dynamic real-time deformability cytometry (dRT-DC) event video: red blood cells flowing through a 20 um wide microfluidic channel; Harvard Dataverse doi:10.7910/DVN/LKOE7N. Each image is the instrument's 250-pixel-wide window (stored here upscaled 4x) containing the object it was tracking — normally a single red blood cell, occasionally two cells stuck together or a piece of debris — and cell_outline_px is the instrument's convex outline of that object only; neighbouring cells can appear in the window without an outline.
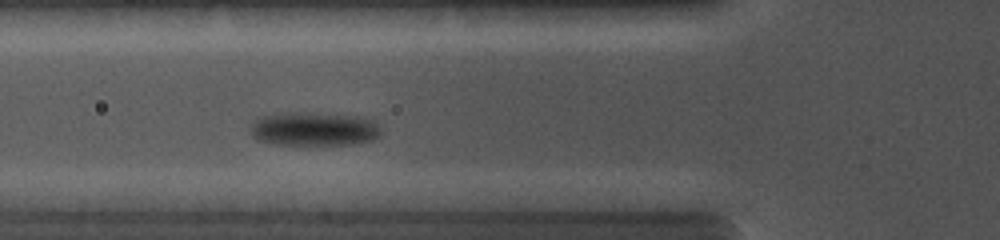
{"species": "common noctule bat (a hibernating species)", "species_latin": "Nyctalus noctula", "temperature_condition": "cold", "stored_images_in_passage": 27, "camera_frame_rate_fps": 5000, "um_per_image_px": 0.085, "animal": {"sex": "female", "body_mass_g": 19.0, "forearm_length_mm": 56.7}, "frame": {"image": 1, "passage_image": 8, "time_ms": 3.6, "image_size_px": [1000, 240], "cell_outline_px": [[380, 132], [372, 140], [348, 144], [276, 144], [260, 140], [252, 136], [252, 120], [260, 116], [280, 112], [308, 112], [360, 116], [372, 120], [380, 128]], "centroid_in_image_um": [26.64, 10.93], "position_along_channel_um": 99.2, "area_um2": 25.61}}
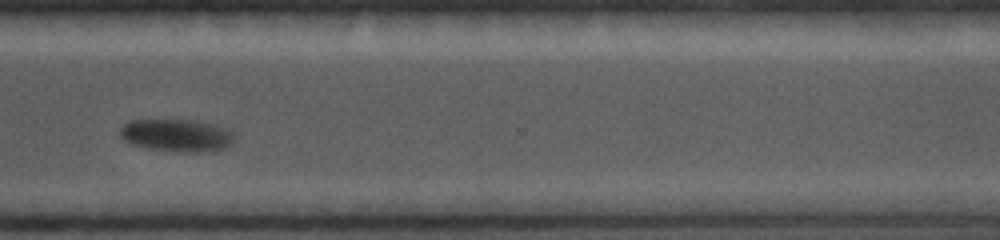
{"frame": {"image": 2, "passage_image": 20, "time_ms": 9.6, "image_size_px": [1000, 240], "cell_outline_px": [[236, 140], [232, 144], [224, 148], [200, 152], [180, 152], [148, 148], [132, 144], [124, 140], [120, 136], [120, 128], [128, 120], [196, 120], [228, 128], [236, 136]], "centroid_in_image_um": [15.05, 11.5], "position_along_channel_um": 355.6, "area_um2": 21.85}}